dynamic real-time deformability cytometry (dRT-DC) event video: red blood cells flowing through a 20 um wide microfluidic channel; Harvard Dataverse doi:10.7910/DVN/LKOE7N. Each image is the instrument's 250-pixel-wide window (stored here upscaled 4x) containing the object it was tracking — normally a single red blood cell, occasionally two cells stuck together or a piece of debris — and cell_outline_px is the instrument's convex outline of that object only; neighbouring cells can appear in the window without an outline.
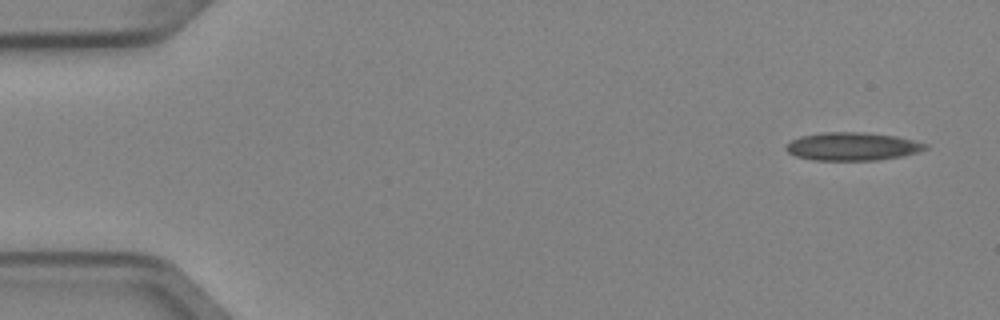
{"species": "Egyptian fruit bat (a non-hibernating species)", "species_latin": "Rousettus aegyptiacus", "temperature_condition": "cold", "stored_images_in_passage": 6, "camera_frame_rate_fps": 3000, "um_per_image_px": 0.085, "animal": {"sex": "female"}, "frame": {"image": 1, "passage_image": 1, "time_ms": 0.0, "image_size_px": [1000, 320], "cell_outline_px": [[928, 148], [916, 152], [900, 156], [876, 160], [816, 160], [796, 156], [788, 152], [784, 148], [784, 144], [800, 136], [824, 132], [864, 132], [896, 136], [928, 144]], "centroid_in_image_um": [72.41, 12.44], "position_along_channel_um": 12.6, "area_um2": 22.72}}
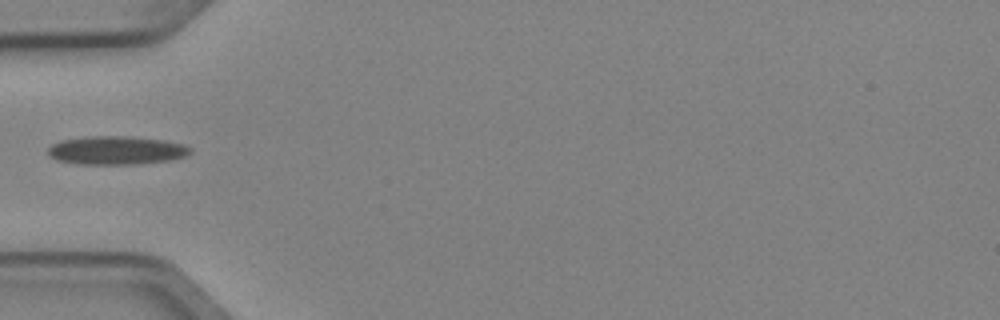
{"frame": {"image": 2, "passage_image": 5, "time_ms": 1.333, "image_size_px": [1000, 320], "cell_outline_px": [[192, 152], [184, 156], [172, 160], [132, 164], [76, 164], [56, 160], [48, 156], [48, 148], [52, 144], [60, 140], [84, 136], [132, 136], [164, 140], [184, 144], [192, 148]], "centroid_in_image_um": [9.87, 12.77], "position_along_channel_um": 75.1, "area_um2": 23.93}}
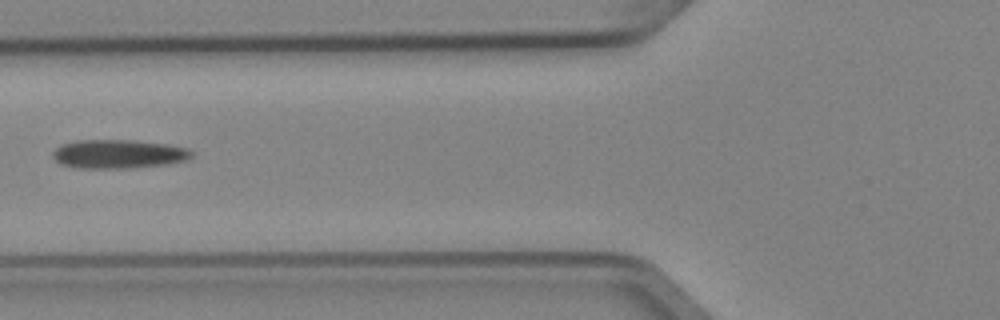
{"frame": {"image": 3, "passage_image": 6, "time_ms": 1.667, "image_size_px": [1000, 320], "cell_outline_px": [[192, 156], [184, 160], [168, 164], [124, 168], [80, 168], [60, 164], [52, 156], [52, 152], [60, 144], [76, 140], [132, 140], [168, 144], [188, 148], [192, 152]], "centroid_in_image_um": [10.03, 13.08], "position_along_channel_um": 115.8, "area_um2": 23.29}}